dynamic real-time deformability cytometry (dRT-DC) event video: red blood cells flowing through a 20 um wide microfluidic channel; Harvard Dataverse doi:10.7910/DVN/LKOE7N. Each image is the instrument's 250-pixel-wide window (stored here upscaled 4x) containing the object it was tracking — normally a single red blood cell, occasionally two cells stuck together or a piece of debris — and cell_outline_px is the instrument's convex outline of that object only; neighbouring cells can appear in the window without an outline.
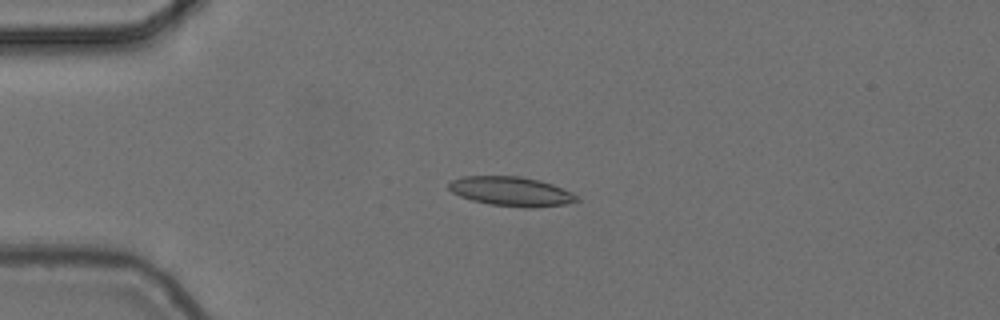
{"species": "common noctule bat (a hibernating species)", "species_latin": "Nyctalus noctula", "temperature_condition": "cold", "stored_images_in_passage": 4, "camera_frame_rate_fps": 3000, "um_per_image_px": 0.085, "animal": {"sex": "female", "body_mass_g": 24.6, "forearm_length_mm": 56.2}, "frame": {"image": 1, "passage_image": 3, "time_ms": 0.667, "image_size_px": [1000, 320], "cell_outline_px": [[580, 200], [564, 204], [532, 208], [524, 208], [488, 204], [472, 200], [460, 196], [452, 192], [448, 188], [448, 184], [452, 180], [464, 176], [520, 176], [540, 180], [552, 184], [572, 192]], "centroid_in_image_um": [43.44, 16.27], "position_along_channel_um": 41.6, "area_um2": 21.91}}